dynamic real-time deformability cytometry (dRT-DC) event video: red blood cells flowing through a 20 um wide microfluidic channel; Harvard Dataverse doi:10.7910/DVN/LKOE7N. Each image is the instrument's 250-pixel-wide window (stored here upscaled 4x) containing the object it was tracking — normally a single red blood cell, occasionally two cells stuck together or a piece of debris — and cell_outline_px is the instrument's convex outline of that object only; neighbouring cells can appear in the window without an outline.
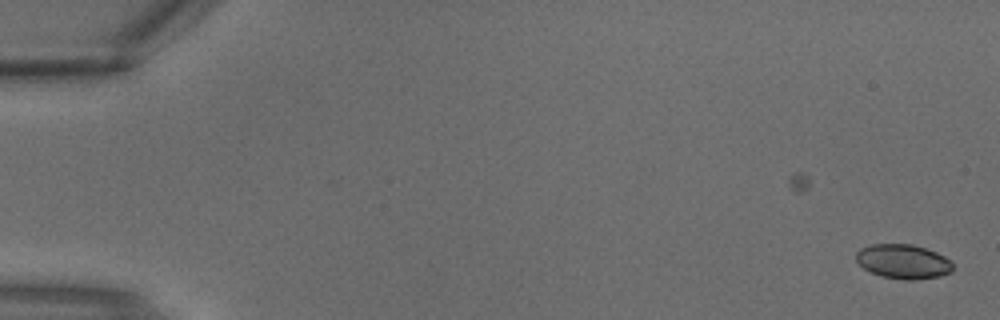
{"species": "common noctule bat (a hibernating species)", "species_latin": "Nyctalus noctula", "temperature_condition": "warm", "stored_images_in_passage": 3, "segment_of_instrument_passage": [2, 2], "camera_frame_rate_fps": 3000, "um_per_image_px": 0.085, "animal": {"sex": "male", "body_mass_g": 18.8}, "frame": {"image": 1, "passage_image": 3, "time_ms": 0.667, "image_size_px": [1000, 320], "cell_outline_px": [[952, 272], [940, 276], [916, 280], [904, 280], [884, 276], [872, 272], [864, 268], [856, 260], [856, 252], [860, 248], [872, 244], [912, 244], [936, 252], [944, 256], [952, 264]], "centroid_in_image_um": [76.77, 22.23], "position_along_channel_um": 8.2, "area_um2": 19.25}}